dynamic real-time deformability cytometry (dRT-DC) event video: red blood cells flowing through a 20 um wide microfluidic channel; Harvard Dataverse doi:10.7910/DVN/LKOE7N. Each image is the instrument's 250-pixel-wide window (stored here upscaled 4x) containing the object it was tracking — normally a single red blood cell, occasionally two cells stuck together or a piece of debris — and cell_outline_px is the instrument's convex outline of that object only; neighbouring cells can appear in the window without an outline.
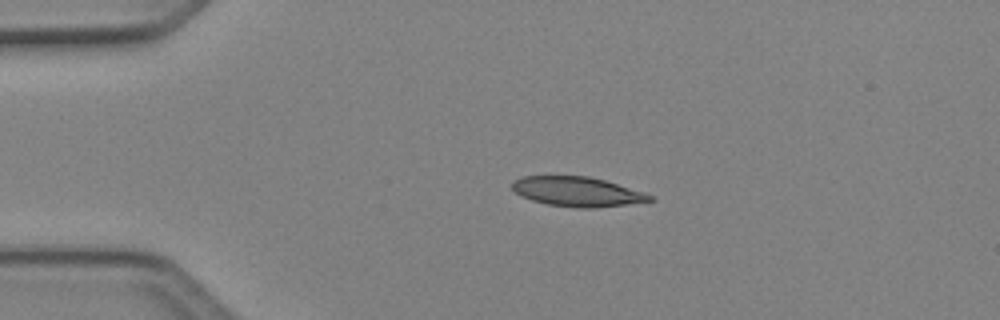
{"species": "Egyptian fruit bat (a non-hibernating species)", "species_latin": "Rousettus aegyptiacus", "temperature_condition": "cold", "stored_images_in_passage": 3, "camera_frame_rate_fps": 3000, "um_per_image_px": 0.085, "animal": {"sex": "female"}, "frame": {"image": 1, "passage_image": 1, "time_ms": 0.0, "image_size_px": [1000, 320], "cell_outline_px": [[656, 200], [596, 208], [576, 208], [548, 204], [532, 200], [516, 192], [512, 188], [512, 180], [524, 176], [588, 176], [604, 180], [644, 192], [652, 196]], "centroid_in_image_um": [49.07, 16.29], "position_along_channel_um": 35.9, "area_um2": 23.58}}
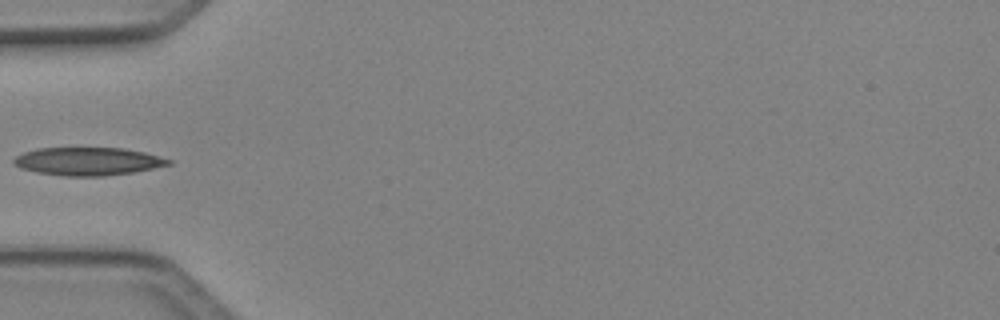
{"frame": {"image": 2, "passage_image": 3, "time_ms": 0.667, "image_size_px": [1000, 320], "cell_outline_px": [[172, 164], [132, 172], [104, 176], [64, 176], [36, 172], [20, 168], [12, 164], [12, 160], [16, 156], [24, 152], [36, 148], [124, 148], [144, 152], [172, 160]], "centroid_in_image_um": [7.43, 13.71], "position_along_channel_um": 77.6, "area_um2": 25.26}}